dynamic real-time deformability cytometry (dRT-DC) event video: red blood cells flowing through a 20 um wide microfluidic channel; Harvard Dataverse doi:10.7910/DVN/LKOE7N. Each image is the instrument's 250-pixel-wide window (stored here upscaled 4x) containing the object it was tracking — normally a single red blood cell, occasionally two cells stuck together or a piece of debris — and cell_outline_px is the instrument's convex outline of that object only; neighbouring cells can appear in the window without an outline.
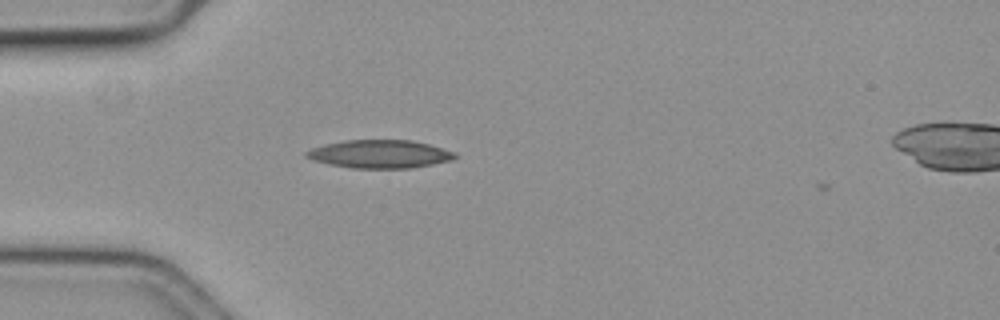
{"species": "common noctule bat (a hibernating species)", "species_latin": "Nyctalus noctula", "temperature_condition": "cold", "stored_images_in_passage": 2, "camera_frame_rate_fps": 3000, "um_per_image_px": 0.085, "animal": {"sex": "female", "body_mass_g": 19.3, "forearm_length_mm": 54.1}, "frame": {"image": 1, "passage_image": 1, "time_ms": 0.0, "image_size_px": [1000, 320], "cell_outline_px": [[456, 156], [452, 160], [412, 168], [352, 168], [312, 160], [304, 156], [304, 152], [312, 148], [324, 144], [344, 140], [412, 140], [428, 144], [456, 152]], "centroid_in_image_um": [32.27, 13.09], "position_along_channel_um": 52.7, "area_um2": 24.33}}